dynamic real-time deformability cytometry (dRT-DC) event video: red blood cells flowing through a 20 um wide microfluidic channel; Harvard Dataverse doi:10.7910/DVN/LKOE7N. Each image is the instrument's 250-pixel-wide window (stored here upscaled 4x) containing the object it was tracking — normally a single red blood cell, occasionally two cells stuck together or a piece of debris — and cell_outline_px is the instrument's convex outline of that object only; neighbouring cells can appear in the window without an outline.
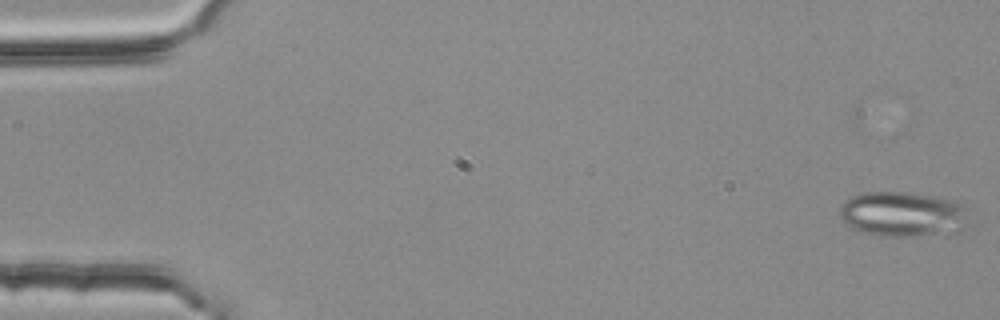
{"species": "common noctule bat (a hibernating species)", "species_latin": "Nyctalus noctula", "temperature_condition": "room temperature", "stored_images_in_passage": 55, "segment_of_instrument_passage": [1, 2], "camera_frame_rate_fps": 3000, "um_per_image_px": 0.085, "animal": {"sex": "female", "body_mass_g": 25.1}, "frame": {"image": 1, "passage_image": 1, "time_ms": 0.0, "image_size_px": [1000, 320], "cell_outline_px": [[964, 204], [956, 216], [936, 232], [904, 236], [884, 236], [852, 228], [840, 220], [840, 208], [844, 200], [860, 192], [908, 192], [936, 196], [956, 200]], "centroid_in_image_um": [76.34, 18.1], "position_along_channel_um": 8.7, "area_um2": 31.1}}